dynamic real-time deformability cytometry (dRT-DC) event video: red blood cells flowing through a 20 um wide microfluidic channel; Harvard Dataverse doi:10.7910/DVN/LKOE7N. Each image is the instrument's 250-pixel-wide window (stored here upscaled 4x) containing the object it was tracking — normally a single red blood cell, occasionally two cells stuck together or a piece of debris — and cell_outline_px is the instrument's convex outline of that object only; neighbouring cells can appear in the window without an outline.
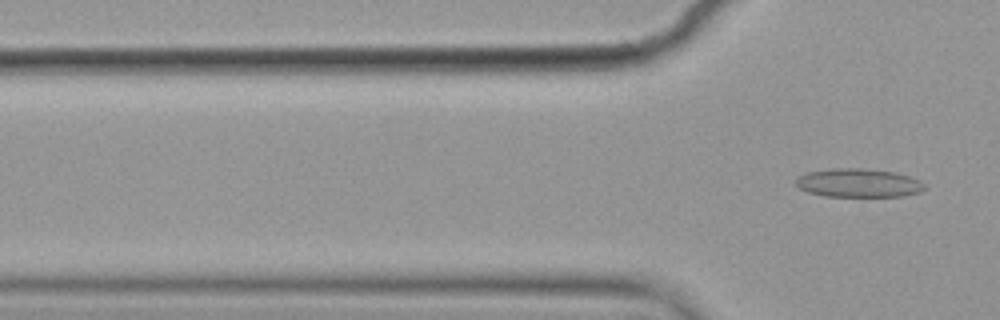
{"species": "common noctule bat (a hibernating species)", "species_latin": "Nyctalus noctula", "temperature_condition": "cold", "stored_images_in_passage": 4, "camera_frame_rate_fps": 3000, "um_per_image_px": 0.085, "animal": {"sex": "female", "body_mass_g": 19.9}, "frame": {"image": 1, "passage_image": 4, "time_ms": 1.0, "image_size_px": [1000, 320], "cell_outline_px": [[924, 188], [920, 192], [900, 196], [824, 196], [808, 192], [800, 188], [796, 184], [796, 180], [800, 176], [808, 172], [832, 168], [864, 168], [892, 172], [908, 176], [920, 180], [924, 184]], "centroid_in_image_um": [72.96, 15.55], "position_along_channel_um": 52.8, "area_um2": 21.21}}